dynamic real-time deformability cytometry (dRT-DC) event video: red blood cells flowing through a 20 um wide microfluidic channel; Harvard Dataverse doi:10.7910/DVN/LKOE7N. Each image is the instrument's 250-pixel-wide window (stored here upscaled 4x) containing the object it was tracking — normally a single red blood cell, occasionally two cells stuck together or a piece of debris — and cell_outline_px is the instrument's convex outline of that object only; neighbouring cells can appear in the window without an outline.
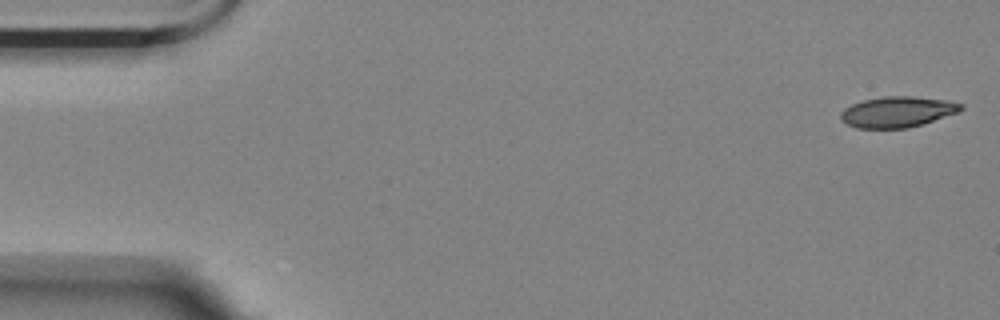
{"species": "Egyptian fruit bat (a non-hibernating species)", "species_latin": "Rousettus aegyptiacus", "temperature_condition": "room temperature", "stored_images_in_passage": 56, "camera_frame_rate_fps": 3000, "um_per_image_px": 0.085, "animal": {"sex": "female"}, "frame": {"image": 1, "passage_image": 1, "time_ms": 0.0, "image_size_px": [1000, 320], "cell_outline_px": [[964, 108], [960, 112], [924, 124], [908, 128], [856, 128], [840, 120], [840, 112], [844, 108], [852, 104], [864, 100], [880, 96], [912, 96], [948, 100], [964, 104]], "centroid_in_image_um": [76.31, 9.51], "position_along_channel_um": 8.7, "area_um2": 21.91}}
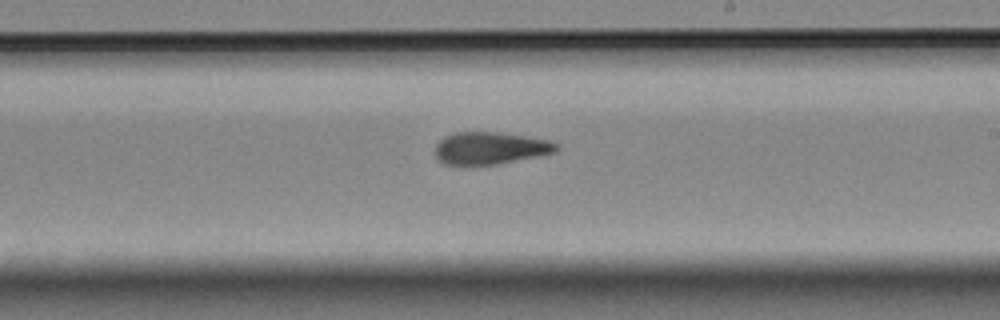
{"frame": {"image": 2, "passage_image": 32, "time_ms": 10.333, "image_size_px": [1000, 320], "cell_outline_px": [[560, 148], [556, 152], [496, 164], [444, 164], [436, 156], [436, 144], [444, 136], [452, 132], [496, 132], [524, 136], [548, 140], [556, 144]], "centroid_in_image_um": [41.65, 12.57], "position_along_channel_um": 247.4, "area_um2": 22.43}}
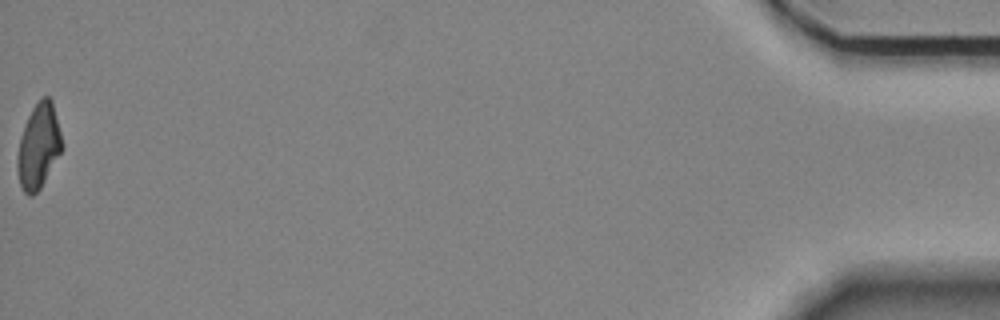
{"frame": {"image": 3, "passage_image": 56, "time_ms": 18.333, "image_size_px": [1000, 320], "cell_outline_px": [[64, 148], [40, 188], [32, 196], [28, 196], [24, 192], [20, 184], [16, 168], [16, 160], [20, 136], [28, 116], [32, 108], [44, 96], [48, 96], [52, 100], [64, 144]], "centroid_in_image_um": [3.29, 12.44], "position_along_channel_um": 431.9, "area_um2": 22.2}, "authors_computed_cell_mechanics": {"area_um2": 22.9177, "velocity_mm_per_s": 3.5311, "shape_relaxation_time_tau1_ms": null, "shape_relaxation_time_tau2_ms": 4.9012, "deformation_change_tau1": null, "deformation_change_tau2": 0.1216}}